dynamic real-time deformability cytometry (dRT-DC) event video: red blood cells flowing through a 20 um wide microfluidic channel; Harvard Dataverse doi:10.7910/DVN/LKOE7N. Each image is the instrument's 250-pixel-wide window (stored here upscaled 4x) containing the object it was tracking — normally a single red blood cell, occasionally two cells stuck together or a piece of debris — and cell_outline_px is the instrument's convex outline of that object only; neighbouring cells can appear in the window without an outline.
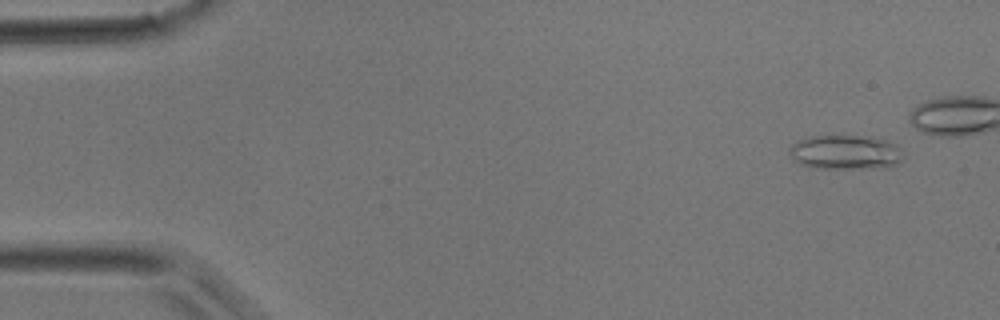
{"species": "common noctule bat (a hibernating species)", "species_latin": "Nyctalus noctula", "temperature_condition": "room temperature", "stored_images_in_passage": 33, "camera_frame_rate_fps": 3000, "um_per_image_px": 0.085, "animal": {"sex": "male", "body_mass_g": 17.9}, "frame": {"image": 1, "passage_image": 3, "time_ms": 0.667, "image_size_px": [1000, 320], "cell_outline_px": [[904, 156], [896, 164], [888, 168], [812, 168], [800, 164], [792, 160], [788, 152], [788, 148], [796, 140], [808, 136], [872, 136], [896, 144], [900, 148]], "centroid_in_image_um": [71.82, 12.94], "position_along_channel_um": 13.2, "area_um2": 23.29}}
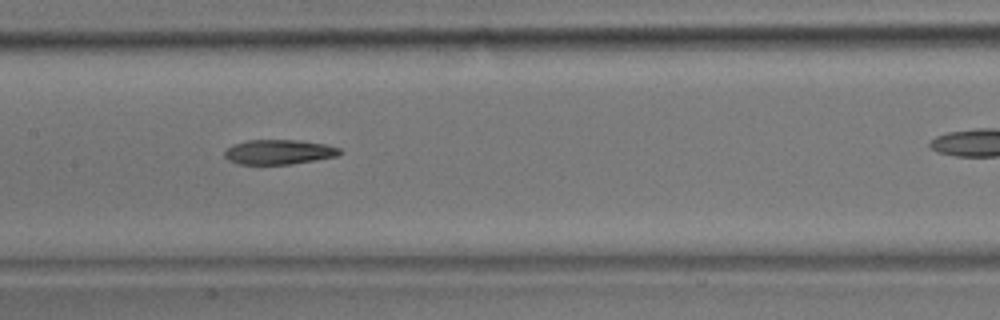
{"frame": {"image": 2, "passage_image": 20, "time_ms": 6.333, "image_size_px": [1000, 320], "cell_outline_px": [[340, 152], [336, 156], [316, 160], [292, 164], [240, 164], [228, 160], [224, 156], [224, 152], [232, 144], [248, 140], [296, 140], [324, 144], [340, 148]], "centroid_in_image_um": [23.67, 12.92], "position_along_channel_um": 183.7, "area_um2": 16.47}}
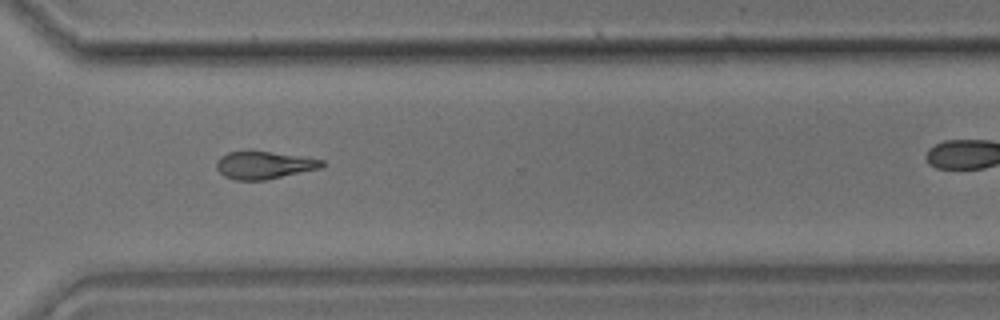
{"frame": {"image": 3, "passage_image": 30, "time_ms": 9.667, "image_size_px": [1000, 320], "cell_outline_px": [[324, 164], [320, 168], [264, 180], [232, 180], [224, 176], [216, 168], [216, 160], [220, 156], [228, 152], [248, 148], [300, 156], [324, 160]], "centroid_in_image_um": [22.36, 13.99], "position_along_channel_um": 348.2, "area_um2": 17.4}}